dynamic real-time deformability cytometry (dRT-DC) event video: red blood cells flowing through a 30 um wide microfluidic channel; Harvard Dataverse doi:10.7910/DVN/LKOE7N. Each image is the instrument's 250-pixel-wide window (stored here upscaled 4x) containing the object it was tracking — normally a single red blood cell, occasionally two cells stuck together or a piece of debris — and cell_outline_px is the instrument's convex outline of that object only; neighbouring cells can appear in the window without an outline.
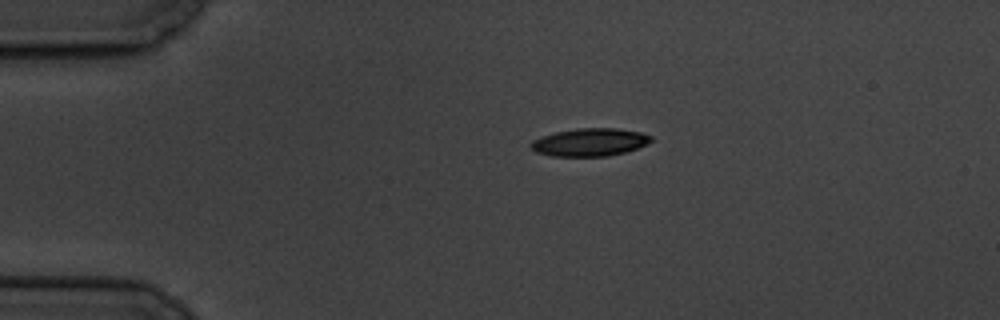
{"species": "common noctule bat (a hibernating species)", "species_latin": "Nyctalus noctula", "temperature_condition": "cold", "stored_images_in_passage": 2, "camera_frame_rate_fps": 3000, "um_per_image_px": 0.085, "animal": {"sex": "male", "body_mass_g": 19.5, "forearm_length_mm": 54.6}, "frame": {"image": 1, "passage_image": 1, "time_ms": 0.0, "image_size_px": [1000, 320], "cell_outline_px": [[652, 140], [648, 144], [624, 152], [608, 156], [552, 156], [536, 152], [528, 144], [532, 140], [540, 136], [556, 132], [580, 128], [616, 128], [640, 132], [652, 136]], "centroid_in_image_um": [50.11, 12.08], "position_along_channel_um": 34.9, "area_um2": 19.48}}